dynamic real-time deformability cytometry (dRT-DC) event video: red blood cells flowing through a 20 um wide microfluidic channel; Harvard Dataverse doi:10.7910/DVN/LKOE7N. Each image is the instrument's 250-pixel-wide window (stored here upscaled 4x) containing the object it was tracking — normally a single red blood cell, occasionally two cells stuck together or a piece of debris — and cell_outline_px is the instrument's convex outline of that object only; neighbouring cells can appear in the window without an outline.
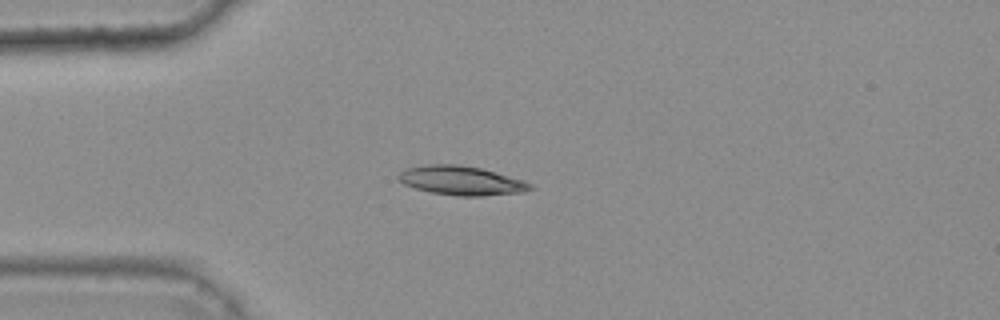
{"species": "common noctule bat (a hibernating species)", "species_latin": "Nyctalus noctula", "temperature_condition": "warm", "stored_images_in_passage": 33, "camera_frame_rate_fps": 3000, "um_per_image_px": 0.085, "animal": {"sex": "female", "body_mass_g": 25.1}, "frame": {"image": 1, "passage_image": 1, "time_ms": 0.0, "image_size_px": [1000, 320], "cell_outline_px": [[536, 188], [524, 192], [480, 196], [456, 196], [432, 192], [416, 188], [404, 184], [396, 180], [396, 176], [404, 168], [424, 164], [456, 164], [480, 168], [524, 180], [532, 184]], "centroid_in_image_um": [39.19, 15.34], "position_along_channel_um": 45.8, "area_um2": 22.54}}
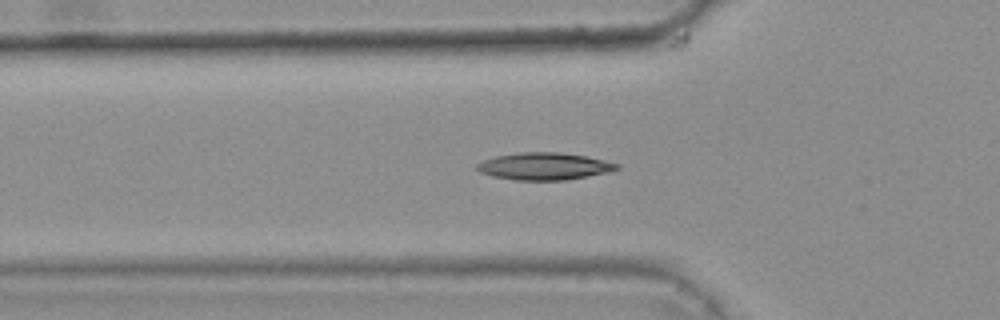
{"frame": {"image": 2, "passage_image": 5, "time_ms": 1.333, "image_size_px": [1000, 320], "cell_outline_px": [[620, 168], [608, 172], [588, 176], [564, 180], [516, 180], [492, 176], [480, 172], [476, 168], [476, 164], [484, 160], [496, 156], [520, 152], [560, 152], [584, 156], [604, 160], [620, 164]], "centroid_in_image_um": [46.26, 14.13], "position_along_channel_um": 79.5, "area_um2": 22.08}}
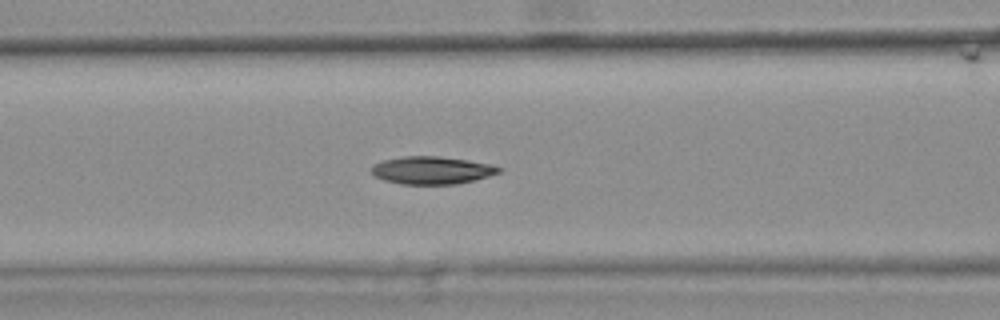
{"frame": {"image": 3, "passage_image": 9, "time_ms": 2.667, "image_size_px": [1000, 320], "cell_outline_px": [[504, 168], [500, 172], [488, 176], [456, 184], [400, 184], [384, 180], [376, 176], [372, 172], [372, 168], [376, 164], [384, 160], [404, 156], [436, 156], [468, 160], [492, 164]], "centroid_in_image_um": [36.75, 14.47], "position_along_channel_um": 129.9, "area_um2": 20.35}, "authors_computed_cell_mechanics": {"area_um2": 20.4612, "velocity_mm_per_s": 3.7411, "shape_relaxation_time_tau1_ms": 8.0047, "shape_relaxation_time_tau2_ms": 6.7531, "deformation_change_tau1": 0.1896, "deformation_change_tau2": 0.1164}}